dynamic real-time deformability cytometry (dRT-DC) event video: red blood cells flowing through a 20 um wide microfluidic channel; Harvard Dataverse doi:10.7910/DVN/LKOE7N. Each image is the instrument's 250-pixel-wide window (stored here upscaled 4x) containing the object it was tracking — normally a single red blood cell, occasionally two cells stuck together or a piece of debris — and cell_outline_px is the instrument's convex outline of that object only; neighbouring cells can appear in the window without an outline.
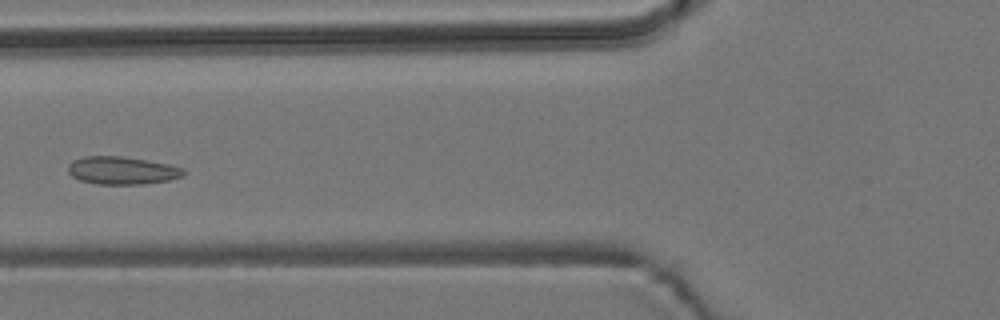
{"species": "common noctule bat (a hibernating species)", "species_latin": "Nyctalus noctula", "temperature_condition": "room temperature", "stored_images_in_passage": 6, "camera_frame_rate_fps": 3000, "um_per_image_px": 0.085, "animal": {"sex": "male", "body_mass_g": 19.2, "forearm_length_mm": 51.8}, "frame": {"image": 1, "passage_image": 6, "time_ms": 6.0, "image_size_px": [1000, 320], "cell_outline_px": [[188, 172], [184, 176], [168, 180], [140, 184], [96, 184], [80, 180], [72, 176], [68, 172], [68, 164], [72, 160], [84, 156], [124, 156], [168, 164], [184, 168]], "centroid_in_image_um": [10.38, 14.48], "position_along_channel_um": 115.4, "area_um2": 18.84}}